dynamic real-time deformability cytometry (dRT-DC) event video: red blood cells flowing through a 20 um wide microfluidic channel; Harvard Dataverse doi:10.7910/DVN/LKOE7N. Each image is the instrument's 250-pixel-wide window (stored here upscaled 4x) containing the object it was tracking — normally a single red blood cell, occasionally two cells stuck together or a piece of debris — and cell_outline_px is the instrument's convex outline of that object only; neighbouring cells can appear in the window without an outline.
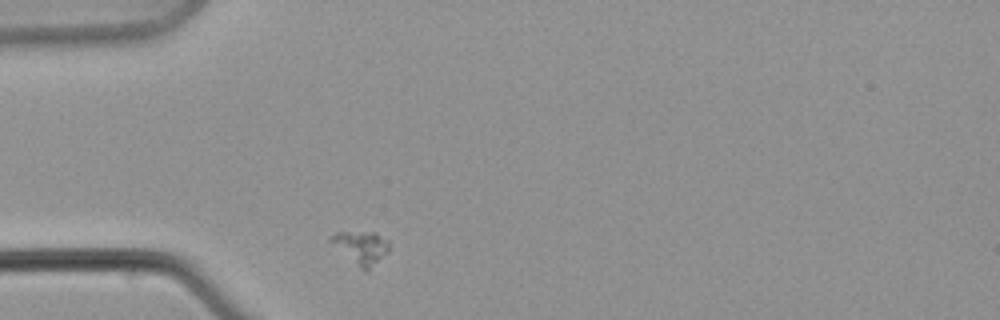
{"species": "common noctule bat (a hibernating species)", "species_latin": "Nyctalus noctula", "temperature_condition": "warm", "stored_images_in_passage": 6, "camera_frame_rate_fps": 3000, "um_per_image_px": 0.085, "animal": {"sex": "male", "body_mass_g": 21.5, "forearm_length_mm": 52.0}, "frame": {"image": 1, "passage_image": 1, "time_ms": 0.0, "image_size_px": [1000, 320], "cell_outline_px": [[388, 252], [368, 272], [364, 272], [328, 240], [328, 236], [336, 232], [376, 232], [388, 240]], "centroid_in_image_um": [30.7, 21.04], "position_along_channel_um": 54.3, "area_um2": 11.27}}
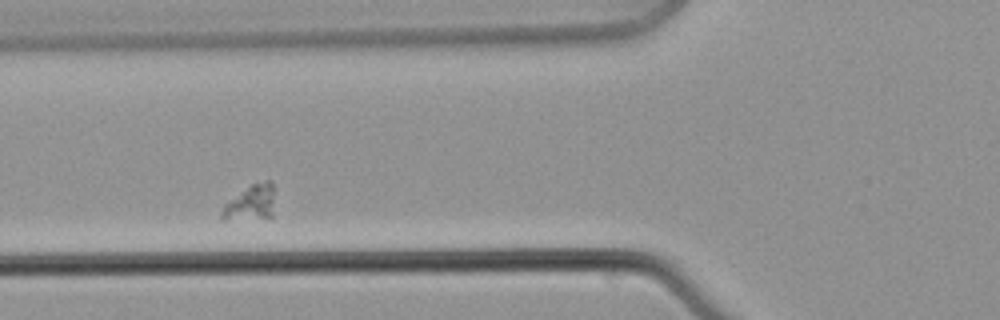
{"frame": {"image": 2, "passage_image": 3, "time_ms": 2.667, "image_size_px": [1000, 320], "cell_outline_px": [[272, 216], [224, 220], [220, 216], [220, 212], [224, 204], [252, 184], [264, 180], [272, 180]], "centroid_in_image_um": [21.27, 17.22], "position_along_channel_um": 104.5, "area_um2": 10.46}}